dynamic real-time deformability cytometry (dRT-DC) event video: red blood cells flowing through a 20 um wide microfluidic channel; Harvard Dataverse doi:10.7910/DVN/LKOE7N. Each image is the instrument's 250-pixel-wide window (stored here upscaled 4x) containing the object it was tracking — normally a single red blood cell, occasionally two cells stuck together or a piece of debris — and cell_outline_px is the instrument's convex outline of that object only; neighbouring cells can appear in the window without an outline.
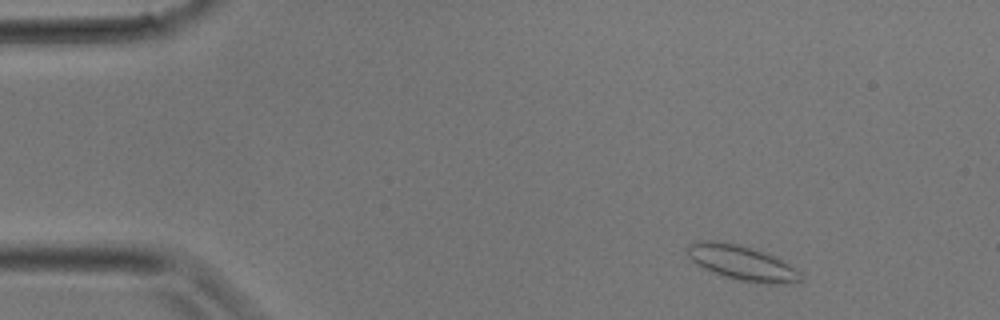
{"species": "common noctule bat (a hibernating species)", "species_latin": "Nyctalus noctula", "temperature_condition": "room temperature", "stored_images_in_passage": 2, "camera_frame_rate_fps": 3000, "um_per_image_px": 0.085, "animal": {"sex": "male", "body_mass_g": 17.9}, "frame": {"image": 1, "passage_image": 1, "time_ms": 0.0, "image_size_px": [1000, 320], "cell_outline_px": [[804, 280], [796, 284], [768, 284], [740, 280], [704, 268], [692, 260], [688, 256], [688, 244], [700, 240], [716, 240], [736, 244], [776, 256], [800, 272]], "centroid_in_image_um": [63.13, 22.35], "position_along_channel_um": 21.9, "area_um2": 22.72}}